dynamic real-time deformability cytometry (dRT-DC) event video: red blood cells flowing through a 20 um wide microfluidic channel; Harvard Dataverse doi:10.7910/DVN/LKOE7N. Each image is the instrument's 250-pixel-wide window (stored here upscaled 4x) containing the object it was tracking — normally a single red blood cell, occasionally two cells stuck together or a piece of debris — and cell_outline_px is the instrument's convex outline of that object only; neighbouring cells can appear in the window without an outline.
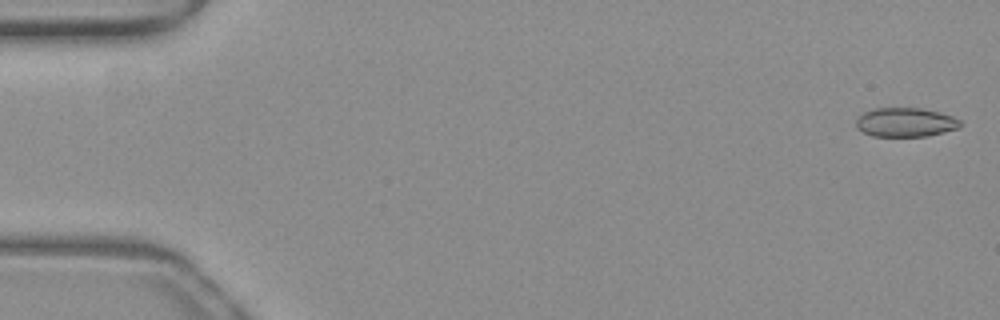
{"species": "common noctule bat (a hibernating species)", "species_latin": "Nyctalus noctula", "temperature_condition": "warm", "stored_images_in_passage": 11, "camera_frame_rate_fps": 3000, "um_per_image_px": 0.085, "animal": {"sex": "female", "body_mass_g": 19.3, "forearm_length_mm": 54.1}, "frame": {"image": 1, "passage_image": 1, "time_ms": 0.0, "image_size_px": [1000, 320], "cell_outline_px": [[964, 124], [960, 128], [928, 136], [872, 136], [856, 128], [856, 116], [872, 108], [920, 108], [940, 112], [952, 116], [960, 120]], "centroid_in_image_um": [76.97, 10.39], "position_along_channel_um": 8.0, "area_um2": 17.92}}